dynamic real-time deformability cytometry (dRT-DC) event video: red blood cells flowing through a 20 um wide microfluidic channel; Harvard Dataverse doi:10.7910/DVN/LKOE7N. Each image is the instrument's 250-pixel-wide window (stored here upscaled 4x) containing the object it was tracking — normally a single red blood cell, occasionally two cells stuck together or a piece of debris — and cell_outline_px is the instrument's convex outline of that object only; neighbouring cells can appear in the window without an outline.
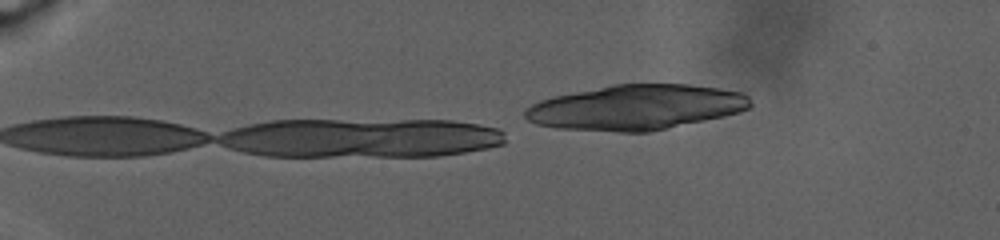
{"species": "human", "species_latin": "Homo sapiens", "temperature_condition": "warm", "stored_images_in_passage": 6, "camera_frame_rate_fps": 3000, "um_per_image_px": 0.085, "donor": {"sex": "male"}, "frame": {"image": 1, "passage_image": 1, "time_ms": 0.0, "image_size_px": [1000, 240], "cell_outline_px": [[752, 104], [748, 108], [740, 112], [668, 128], [648, 132], [620, 132], [556, 128], [536, 124], [528, 120], [524, 116], [524, 112], [532, 104], [540, 100], [552, 96], [612, 84], [688, 84], [720, 88], [740, 92], [748, 96]], "centroid_in_image_um": [54.05, 9.12], "position_along_channel_um": 31.0, "area_um2": 59.13}}